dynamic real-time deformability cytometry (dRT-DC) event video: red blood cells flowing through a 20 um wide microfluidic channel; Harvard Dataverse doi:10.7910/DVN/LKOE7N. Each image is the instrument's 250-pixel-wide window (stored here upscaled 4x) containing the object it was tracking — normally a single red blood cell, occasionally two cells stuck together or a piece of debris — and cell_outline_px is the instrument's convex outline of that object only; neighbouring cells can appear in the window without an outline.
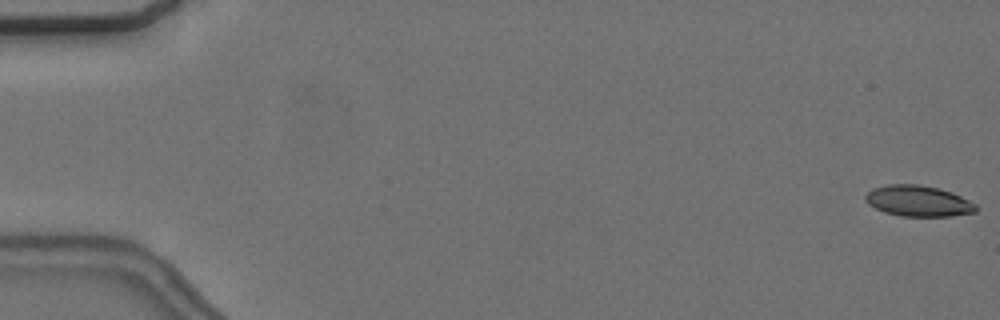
{"species": "common noctule bat (a hibernating species)", "species_latin": "Nyctalus noctula", "temperature_condition": "cold", "stored_images_in_passage": 8, "camera_frame_rate_fps": 3000, "um_per_image_px": 0.085, "animal": {"sex": "female", "body_mass_g": 24.6, "forearm_length_mm": 56.2}, "frame": {"image": 1, "passage_image": 1, "time_ms": 0.0, "image_size_px": [1000, 320], "cell_outline_px": [[976, 212], [952, 216], [900, 216], [884, 212], [868, 204], [864, 200], [864, 196], [872, 188], [888, 184], [916, 184], [936, 188], [952, 192], [976, 204]], "centroid_in_image_um": [78.02, 17.09], "position_along_channel_um": 7.0, "area_um2": 19.88}}
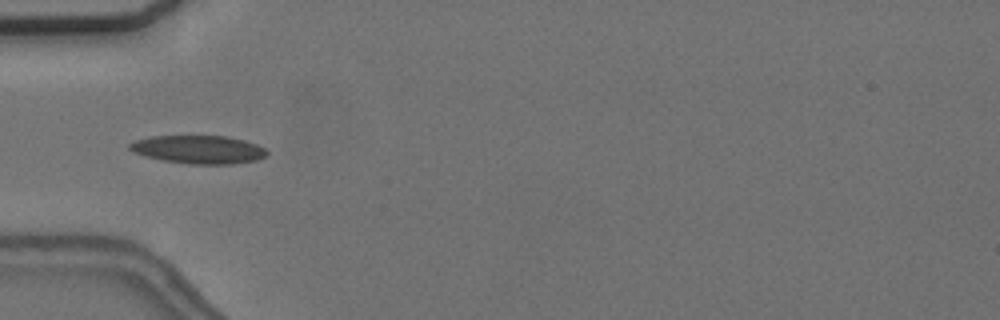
{"frame": {"image": 2, "passage_image": 6, "time_ms": 6.0, "image_size_px": [1000, 320], "cell_outline_px": [[268, 152], [264, 156], [256, 160], [232, 164], [188, 164], [164, 160], [144, 156], [132, 152], [128, 148], [128, 144], [136, 140], [152, 136], [228, 136], [244, 140], [256, 144], [264, 148]], "centroid_in_image_um": [16.85, 12.71], "position_along_channel_um": 68.2, "area_um2": 22.54}}
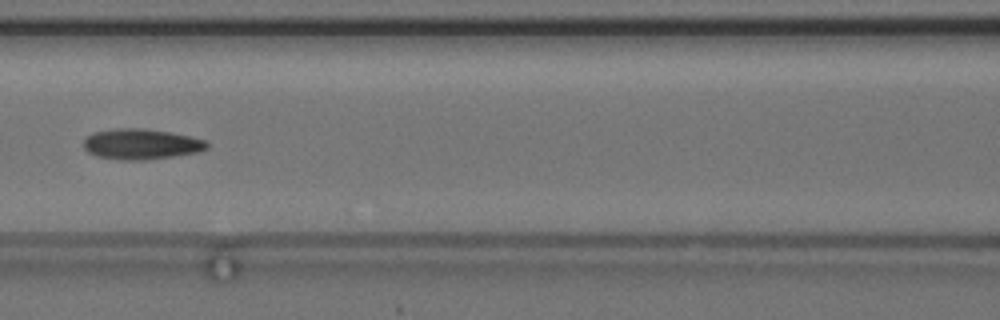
{"frame": {"image": 3, "passage_image": 8, "time_ms": 8.333, "image_size_px": [1000, 320], "cell_outline_px": [[208, 148], [200, 152], [144, 160], [124, 160], [96, 156], [88, 152], [84, 148], [84, 140], [92, 132], [116, 128], [144, 128], [172, 132], [204, 140], [208, 144]], "centroid_in_image_um": [11.99, 12.24], "position_along_channel_um": 154.6, "area_um2": 21.96}}